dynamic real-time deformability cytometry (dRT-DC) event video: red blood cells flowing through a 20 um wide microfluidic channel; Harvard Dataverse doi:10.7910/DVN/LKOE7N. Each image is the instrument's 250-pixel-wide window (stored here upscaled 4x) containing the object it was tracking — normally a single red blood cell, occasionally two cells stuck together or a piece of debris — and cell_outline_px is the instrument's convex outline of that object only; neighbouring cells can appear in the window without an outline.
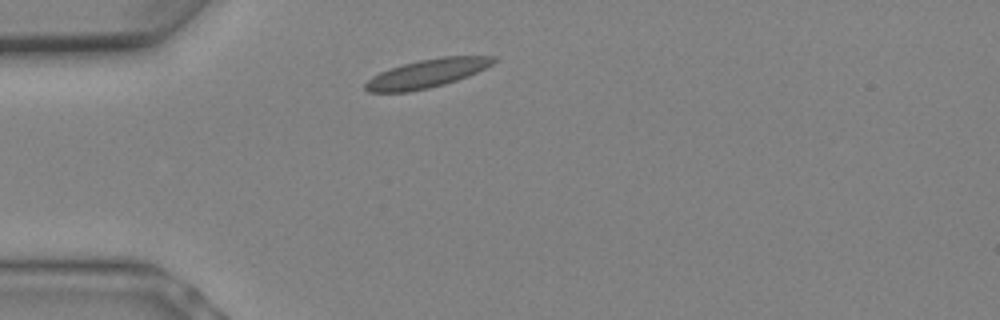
{"species": "Egyptian fruit bat (a non-hibernating species)", "species_latin": "Rousettus aegyptiacus", "temperature_condition": "warm", "stored_images_in_passage": 3, "camera_frame_rate_fps": 3000, "um_per_image_px": 0.085, "animal": {"sex": "female"}, "frame": {"image": 1, "passage_image": 1, "time_ms": 0.0, "image_size_px": [1000, 320], "cell_outline_px": [[500, 60], [468, 76], [444, 84], [428, 88], [408, 92], [368, 92], [364, 88], [364, 84], [372, 76], [380, 72], [404, 64], [420, 60], [440, 56], [496, 56]], "centroid_in_image_um": [36.31, 6.24], "position_along_channel_um": 48.7, "area_um2": 21.15}}
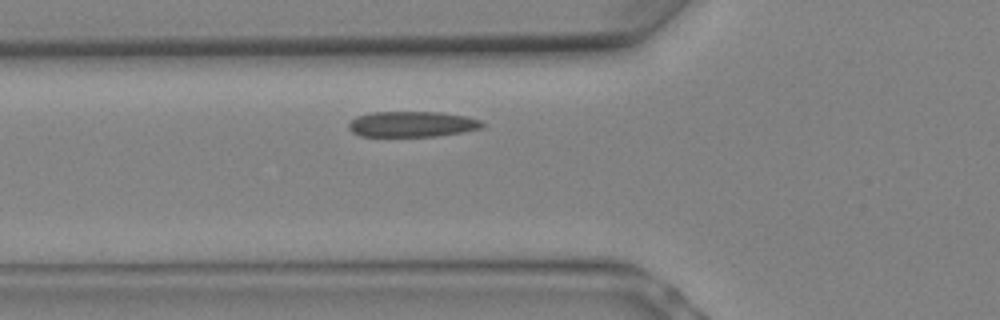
{"frame": {"image": 2, "passage_image": 3, "time_ms": 0.667, "image_size_px": [1000, 320], "cell_outline_px": [[484, 124], [480, 128], [464, 132], [436, 136], [360, 136], [352, 132], [348, 128], [348, 124], [356, 116], [368, 112], [440, 112], [464, 116], [480, 120]], "centroid_in_image_um": [34.98, 10.55], "position_along_channel_um": 90.8, "area_um2": 19.94}}